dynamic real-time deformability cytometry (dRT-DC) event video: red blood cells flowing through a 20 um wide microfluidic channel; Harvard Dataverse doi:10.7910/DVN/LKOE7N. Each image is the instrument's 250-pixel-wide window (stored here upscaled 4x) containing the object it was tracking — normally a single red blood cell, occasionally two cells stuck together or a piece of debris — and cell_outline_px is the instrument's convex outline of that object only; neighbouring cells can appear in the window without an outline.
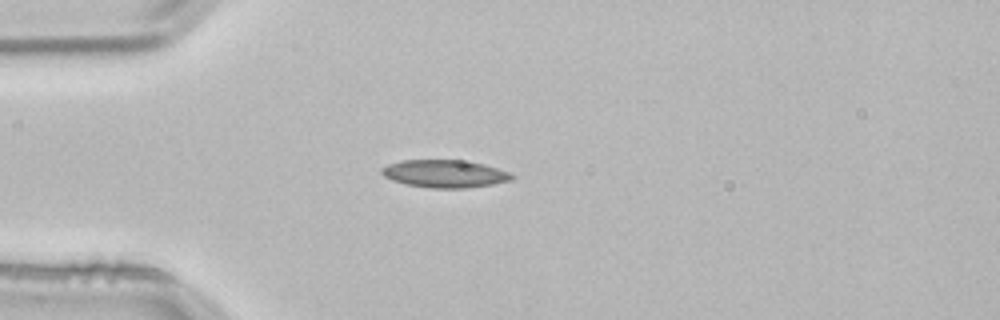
{"species": "common noctule bat (a hibernating species)", "species_latin": "Nyctalus noctula", "temperature_condition": "room temperature", "stored_images_in_passage": 2, "camera_frame_rate_fps": 3000, "um_per_image_px": 0.085, "animal": {"sex": "male", "body_mass_g": 21.5, "forearm_length_mm": 52.0}, "frame": {"image": 1, "passage_image": 2, "time_ms": 0.333, "image_size_px": [1000, 320], "cell_outline_px": [[516, 176], [512, 180], [492, 184], [468, 188], [432, 188], [408, 184], [392, 180], [384, 176], [380, 172], [380, 168], [388, 164], [400, 160], [460, 160], [484, 164], [512, 172]], "centroid_in_image_um": [37.83, 14.76], "position_along_channel_um": 47.2, "area_um2": 21.1}}